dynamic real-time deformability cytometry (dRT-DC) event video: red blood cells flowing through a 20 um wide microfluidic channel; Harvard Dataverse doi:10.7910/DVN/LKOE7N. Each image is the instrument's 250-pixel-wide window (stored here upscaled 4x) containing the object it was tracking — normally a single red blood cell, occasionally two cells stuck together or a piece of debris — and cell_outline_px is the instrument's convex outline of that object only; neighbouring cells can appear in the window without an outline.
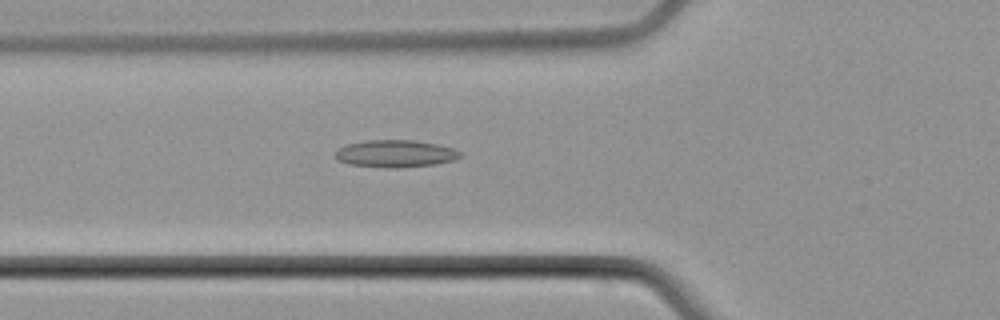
{"species": "common noctule bat (a hibernating species)", "species_latin": "Nyctalus noctula", "temperature_condition": "cold", "stored_images_in_passage": 7, "camera_frame_rate_fps": 3000, "um_per_image_px": 0.085, "animal": {"sex": "male", "body_mass_g": 21.5, "forearm_length_mm": 52.0}, "frame": {"image": 1, "passage_image": 7, "time_ms": 8.333, "image_size_px": [1000, 320], "cell_outline_px": [[460, 156], [456, 160], [436, 164], [400, 168], [388, 168], [348, 164], [336, 160], [336, 152], [340, 148], [348, 144], [364, 140], [412, 140], [440, 144], [452, 148], [460, 152]], "centroid_in_image_um": [33.62, 13.06], "position_along_channel_um": 92.2, "area_um2": 19.94}}